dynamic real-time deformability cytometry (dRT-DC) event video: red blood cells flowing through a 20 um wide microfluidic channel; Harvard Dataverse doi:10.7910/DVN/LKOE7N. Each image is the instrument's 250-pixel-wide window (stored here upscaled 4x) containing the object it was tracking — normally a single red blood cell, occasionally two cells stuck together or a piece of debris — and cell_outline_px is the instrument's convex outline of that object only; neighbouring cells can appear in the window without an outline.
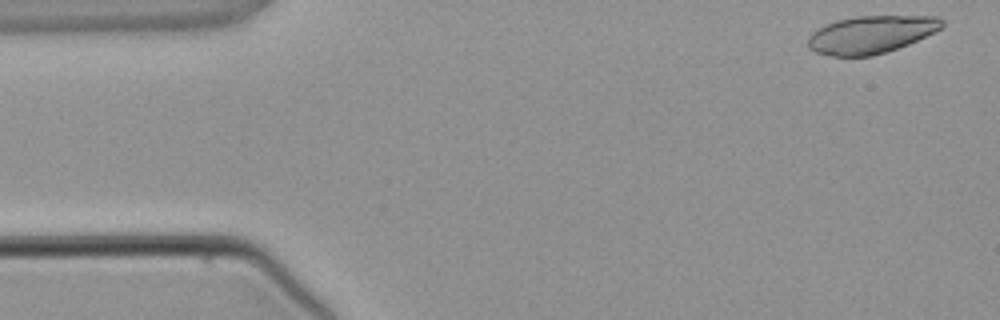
{"species": "common noctule bat (a hibernating species)", "species_latin": "Nyctalus noctula", "temperature_condition": "warm", "stored_images_in_passage": 4, "camera_frame_rate_fps": 3000, "um_per_image_px": 0.085, "animal": {"sex": "male", "body_mass_g": 21.5, "forearm_length_mm": 52.0}, "frame": {"image": 1, "passage_image": 1, "time_ms": 0.0, "image_size_px": [1000, 320], "cell_outline_px": [[944, 24], [940, 28], [908, 44], [872, 56], [832, 56], [816, 52], [808, 48], [808, 36], [812, 32], [824, 24], [836, 20], [856, 16], [940, 16], [944, 20]], "centroid_in_image_um": [74.0, 2.92], "position_along_channel_um": 11.0, "area_um2": 29.25}}
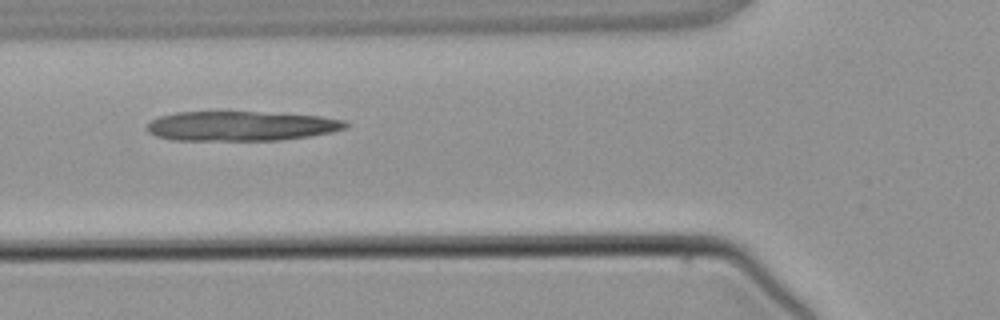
{"frame": {"image": 2, "passage_image": 4, "time_ms": 4.333, "image_size_px": [1000, 320], "cell_outline_px": [[352, 124], [348, 128], [332, 132], [308, 136], [280, 140], [172, 140], [156, 136], [148, 132], [144, 128], [152, 120], [160, 116], [176, 112], [256, 112], [320, 116], [344, 120]], "centroid_in_image_um": [20.5, 10.71], "position_along_channel_um": 105.3, "area_um2": 34.39}}